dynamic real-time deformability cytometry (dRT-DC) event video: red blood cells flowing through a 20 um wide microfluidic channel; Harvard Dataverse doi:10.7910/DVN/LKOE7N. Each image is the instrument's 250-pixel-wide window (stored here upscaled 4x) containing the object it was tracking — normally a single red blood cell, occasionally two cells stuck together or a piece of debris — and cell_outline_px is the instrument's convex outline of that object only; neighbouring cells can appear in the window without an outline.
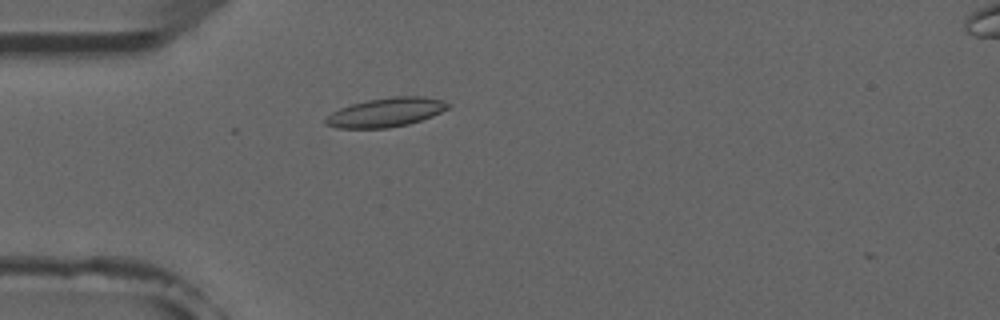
{"species": "common noctule bat (a hibernating species)", "species_latin": "Nyctalus noctula", "temperature_condition": "room temperature", "stored_images_in_passage": 5, "camera_frame_rate_fps": 3000, "um_per_image_px": 0.085, "animal": {"sex": "male", "forearm_length_mm": 52.5}, "frame": {"image": 1, "passage_image": 4, "time_ms": 4.333, "image_size_px": [1000, 320], "cell_outline_px": [[452, 104], [448, 108], [432, 116], [408, 124], [388, 128], [336, 128], [324, 124], [324, 120], [332, 112], [340, 108], [352, 104], [368, 100], [392, 96], [424, 96], [444, 100]], "centroid_in_image_um": [32.82, 9.54], "position_along_channel_um": 52.2, "area_um2": 20.75}}